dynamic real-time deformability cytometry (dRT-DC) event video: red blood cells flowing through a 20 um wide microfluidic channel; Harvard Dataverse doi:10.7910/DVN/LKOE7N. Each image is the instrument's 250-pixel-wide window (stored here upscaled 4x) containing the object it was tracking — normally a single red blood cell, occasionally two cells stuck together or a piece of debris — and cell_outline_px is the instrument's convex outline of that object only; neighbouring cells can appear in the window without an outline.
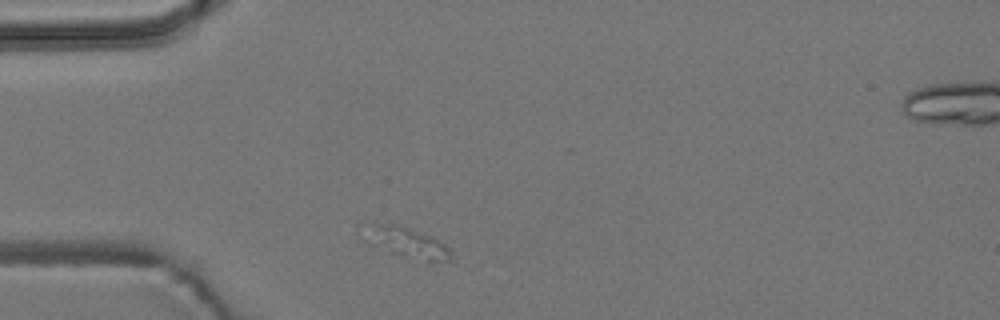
{"species": "common noctule bat (a hibernating species)", "species_latin": "Nyctalus noctula", "temperature_condition": "room temperature", "stored_images_in_passage": 8, "camera_frame_rate_fps": 3000, "um_per_image_px": 0.085, "animal": {"sex": "male", "body_mass_g": 19.2, "forearm_length_mm": 51.8}, "frame": {"image": 1, "passage_image": 1, "time_ms": 0.0, "image_size_px": [1000, 320], "cell_outline_px": [[452, 260], [428, 260], [388, 252], [380, 244], [368, 224], [372, 220], [400, 224], [432, 236], [452, 248]], "centroid_in_image_um": [34.82, 20.55], "position_along_channel_um": 50.2, "area_um2": 14.22}}
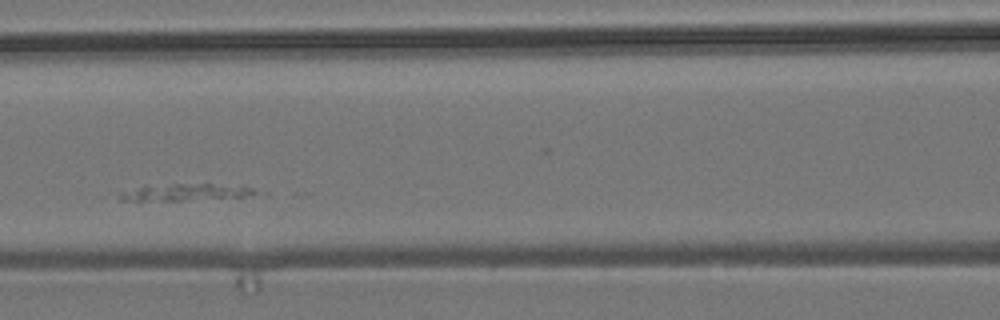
{"frame": {"image": 2, "passage_image": 4, "time_ms": 3.333, "image_size_px": [1000, 320], "cell_outline_px": [[268, 196], [180, 200], [120, 200], [116, 196], [120, 192], [140, 188], [172, 184], [244, 184], [268, 192]], "centroid_in_image_um": [16.28, 16.34], "position_along_channel_um": 150.3, "area_um2": 13.93}}
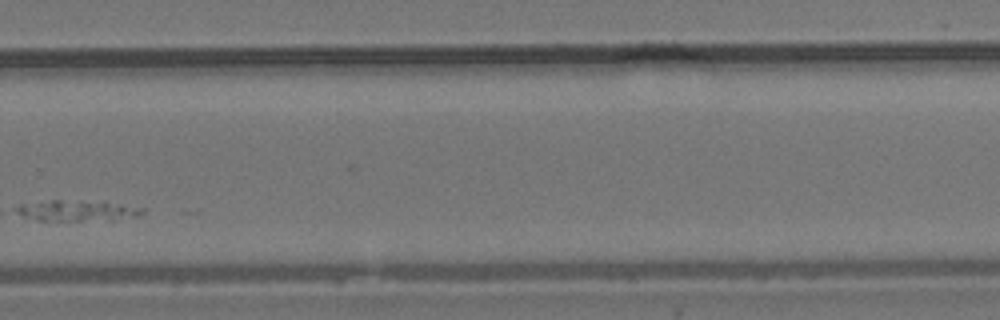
{"frame": {"image": 3, "passage_image": 8, "time_ms": 8.333, "image_size_px": [1000, 320], "cell_outline_px": [[144, 212], [140, 216], [80, 220], [40, 220], [24, 216], [16, 212], [12, 208], [20, 204], [52, 200], [104, 200], [144, 208]], "centroid_in_image_um": [6.55, 17.85], "position_along_channel_um": 323.3, "area_um2": 15.2}}